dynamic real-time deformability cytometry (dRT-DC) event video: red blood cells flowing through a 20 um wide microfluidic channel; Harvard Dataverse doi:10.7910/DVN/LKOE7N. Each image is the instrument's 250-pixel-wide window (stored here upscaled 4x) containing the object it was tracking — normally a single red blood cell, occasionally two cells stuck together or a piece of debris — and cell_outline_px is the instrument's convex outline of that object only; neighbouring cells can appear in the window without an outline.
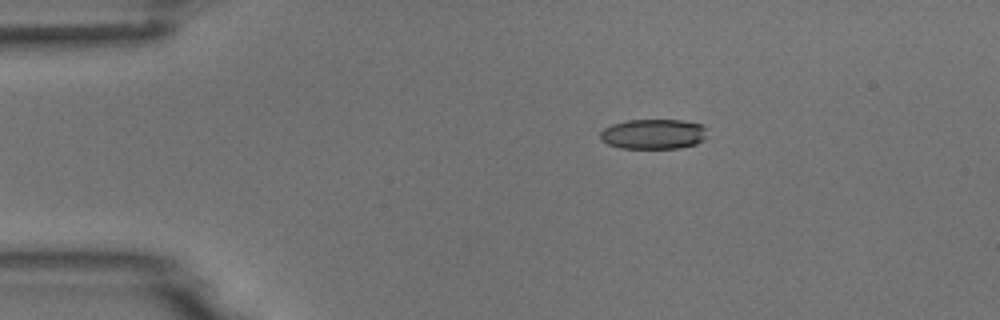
{"species": "common noctule bat (a hibernating species)", "species_latin": "Nyctalus noctula", "temperature_condition": "room temperature", "stored_images_in_passage": 7, "camera_frame_rate_fps": 3000, "um_per_image_px": 0.085, "animal": {"sex": "male", "body_mass_g": 18.8}, "frame": {"image": 1, "passage_image": 3, "time_ms": 3.0, "image_size_px": [1000, 320], "cell_outline_px": [[704, 140], [696, 144], [680, 148], [620, 148], [608, 144], [600, 140], [600, 132], [604, 128], [612, 124], [628, 120], [680, 120], [704, 124]], "centroid_in_image_um": [55.51, 11.39], "position_along_channel_um": 29.5, "area_um2": 18.73}}
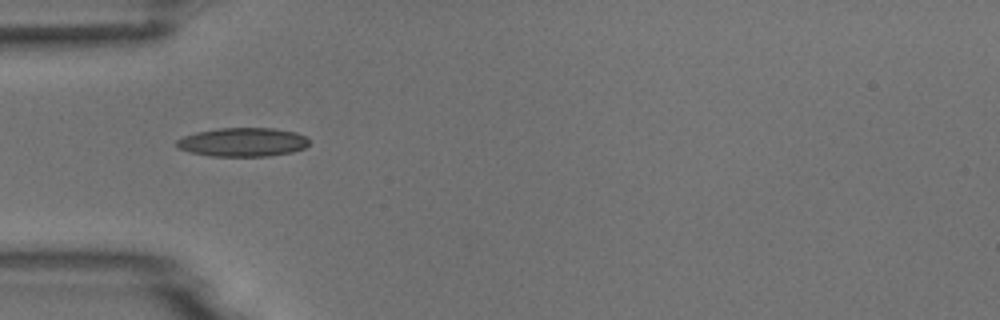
{"frame": {"image": 2, "passage_image": 5, "time_ms": 5.333, "image_size_px": [1000, 320], "cell_outline_px": [[308, 144], [304, 148], [292, 152], [268, 156], [208, 156], [176, 148], [176, 140], [184, 136], [196, 132], [220, 128], [272, 128], [296, 132], [304, 136], [308, 140]], "centroid_in_image_um": [20.61, 12.08], "position_along_channel_um": 64.4, "area_um2": 22.2}}